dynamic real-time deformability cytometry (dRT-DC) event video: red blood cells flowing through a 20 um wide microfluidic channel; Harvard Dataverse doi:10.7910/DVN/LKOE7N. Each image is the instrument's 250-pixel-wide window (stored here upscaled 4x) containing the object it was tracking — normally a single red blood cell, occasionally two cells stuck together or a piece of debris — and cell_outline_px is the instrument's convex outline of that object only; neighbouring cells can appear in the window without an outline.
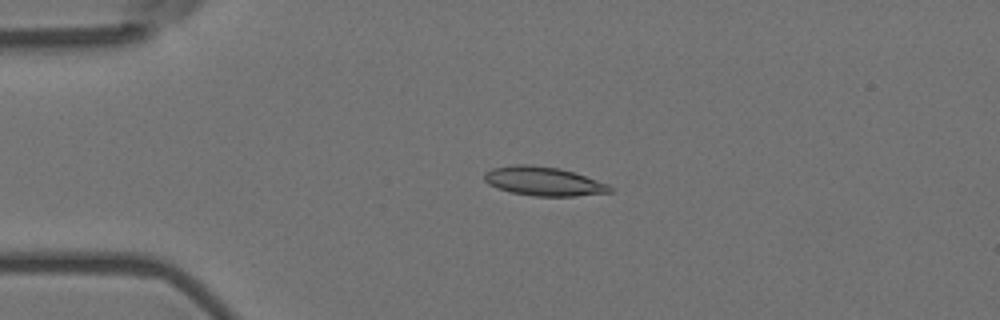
{"species": "Egyptian fruit bat (a non-hibernating species)", "species_latin": "Rousettus aegyptiacus", "temperature_condition": "room temperature", "stored_images_in_passage": 4, "camera_frame_rate_fps": 3000, "um_per_image_px": 0.085, "animal": {"sex": "female"}, "frame": {"image": 1, "passage_image": 3, "time_ms": 0.667, "image_size_px": [1000, 320], "cell_outline_px": [[612, 192], [576, 196], [532, 196], [508, 192], [496, 188], [488, 184], [484, 180], [484, 172], [492, 168], [512, 164], [532, 164], [560, 168], [608, 184], [612, 188]], "centroid_in_image_um": [46.14, 15.4], "position_along_channel_um": 38.9, "area_um2": 21.39}}